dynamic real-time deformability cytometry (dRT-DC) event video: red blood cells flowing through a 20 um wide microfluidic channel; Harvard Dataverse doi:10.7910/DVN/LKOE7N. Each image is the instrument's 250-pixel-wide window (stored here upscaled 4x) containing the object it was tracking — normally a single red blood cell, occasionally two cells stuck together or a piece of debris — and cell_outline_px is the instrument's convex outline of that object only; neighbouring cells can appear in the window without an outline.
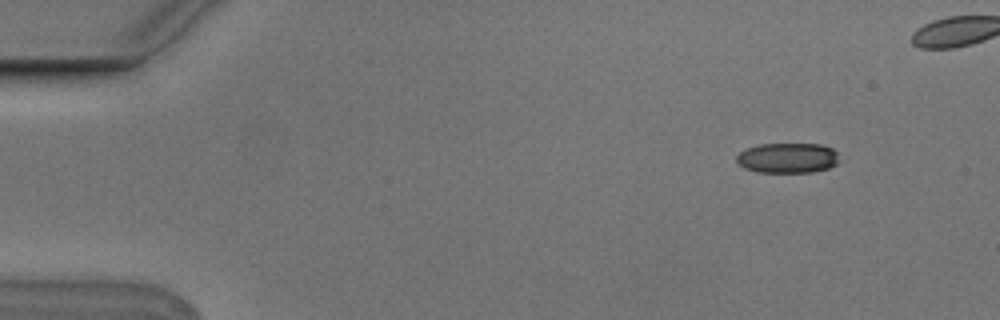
{"species": "Egyptian fruit bat (a non-hibernating species)", "species_latin": "Rousettus aegyptiacus", "temperature_condition": "cold", "stored_images_in_passage": 45, "camera_frame_rate_fps": 3000, "um_per_image_px": 0.085, "animal": {"sex": "male"}, "frame": {"image": 1, "passage_image": 1, "time_ms": 0.0, "image_size_px": [1000, 320], "cell_outline_px": [[836, 164], [828, 168], [812, 172], [756, 172], [744, 168], [736, 160], [736, 156], [740, 152], [748, 148], [760, 144], [820, 144], [832, 148], [836, 152]], "centroid_in_image_um": [66.92, 13.43], "position_along_channel_um": 18.1, "area_um2": 17.86}}
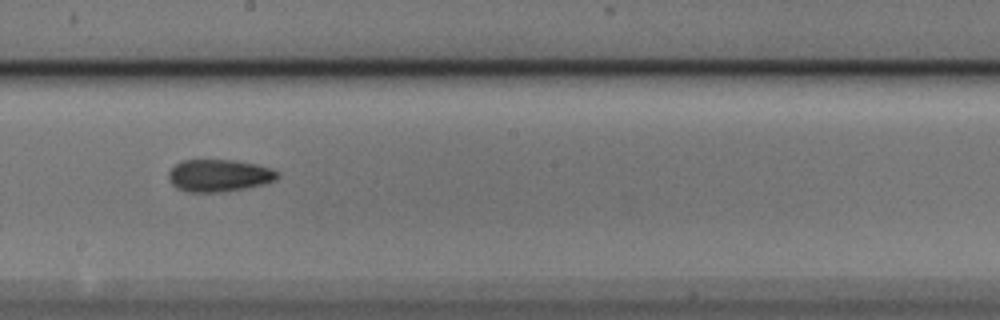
{"frame": {"image": 2, "passage_image": 26, "time_ms": 8.333, "image_size_px": [1000, 320], "cell_outline_px": [[280, 176], [276, 180], [264, 184], [244, 188], [216, 192], [188, 192], [176, 188], [172, 184], [168, 176], [168, 172], [180, 160], [236, 160], [256, 164], [272, 168], [280, 172]], "centroid_in_image_um": [18.64, 14.91], "position_along_channel_um": 229.6, "area_um2": 20.58}}
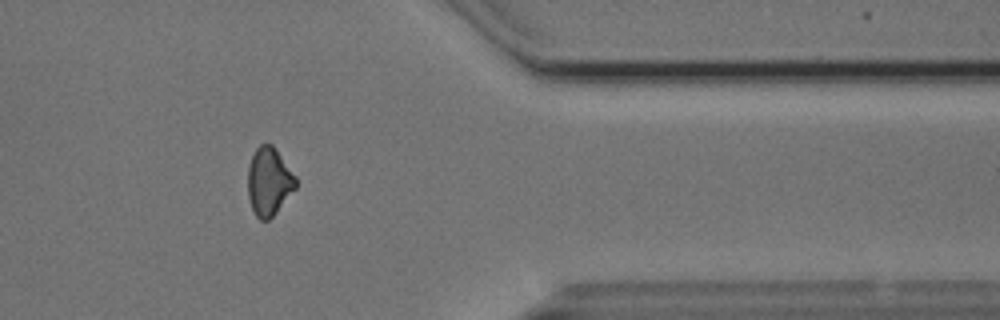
{"frame": {"image": 3, "passage_image": 40, "time_ms": 13.0, "image_size_px": [1000, 320], "cell_outline_px": [[296, 188], [276, 212], [268, 220], [260, 220], [256, 216], [252, 208], [248, 196], [248, 164], [256, 148], [260, 144], [272, 144], [296, 176]], "centroid_in_image_um": [22.85, 15.42], "position_along_channel_um": 388.5, "area_um2": 18.9}, "authors_computed_cell_mechanics": {"area_um2": 19.7098, "velocity_mm_per_s": 3.7723, "shape_relaxation_time_tau1_ms": 6.1169, "shape_relaxation_time_tau2_ms": 3.7137, "deformation_change_tau1": 0.1359, "deformation_change_tau2": 0.0995}}